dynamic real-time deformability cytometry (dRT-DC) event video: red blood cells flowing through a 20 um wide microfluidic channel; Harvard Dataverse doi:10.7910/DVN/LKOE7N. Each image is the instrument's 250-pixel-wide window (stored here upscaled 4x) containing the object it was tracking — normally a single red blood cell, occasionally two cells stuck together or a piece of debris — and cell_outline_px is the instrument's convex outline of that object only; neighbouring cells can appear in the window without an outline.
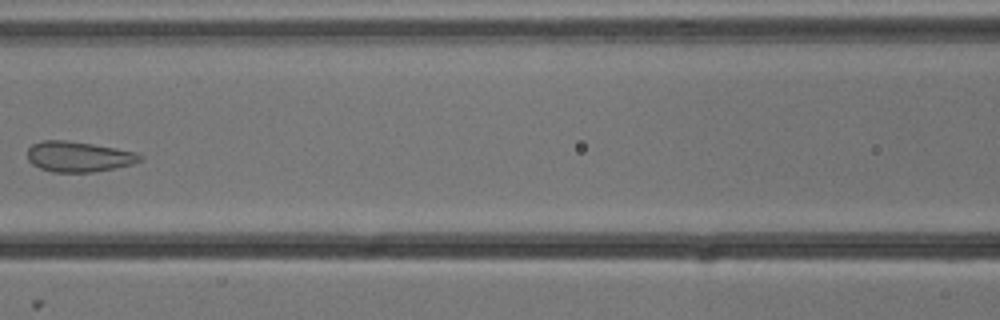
{"species": "common noctule bat (a hibernating species)", "species_latin": "Nyctalus noctula", "temperature_condition": "cold", "stored_images_in_passage": 8, "camera_frame_rate_fps": 3000, "um_per_image_px": 0.085, "animal": {"sex": "male", "body_mass_g": 13.3}, "frame": {"image": 1, "passage_image": 6, "time_ms": 1.667, "image_size_px": [1000, 320], "cell_outline_px": [[144, 156], [140, 160], [132, 164], [92, 172], [52, 172], [40, 168], [32, 164], [28, 160], [28, 148], [32, 144], [40, 140], [64, 140], [92, 144], [116, 148], [136, 152]], "centroid_in_image_um": [6.65, 13.31], "position_along_channel_um": 159.9, "area_um2": 19.88}}
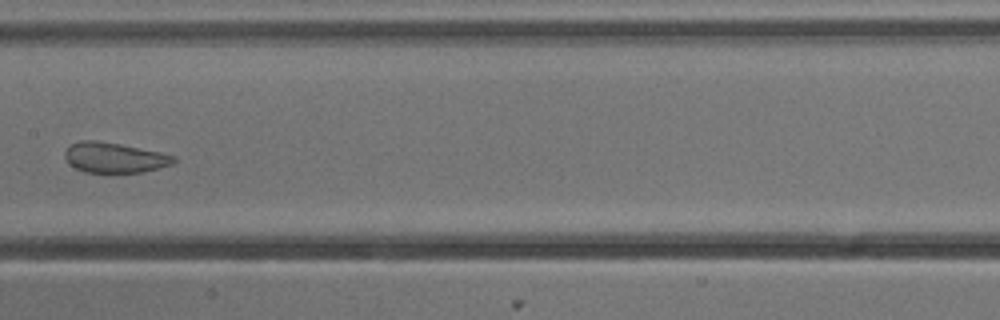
{"frame": {"image": 2, "passage_image": 7, "time_ms": 2.0, "image_size_px": [1000, 320], "cell_outline_px": [[176, 160], [172, 164], [144, 172], [84, 172], [68, 164], [64, 156], [64, 152], [72, 144], [80, 140], [96, 140], [120, 144], [160, 152], [176, 156]], "centroid_in_image_um": [9.71, 13.39], "position_along_channel_um": 197.7, "area_um2": 19.13}}
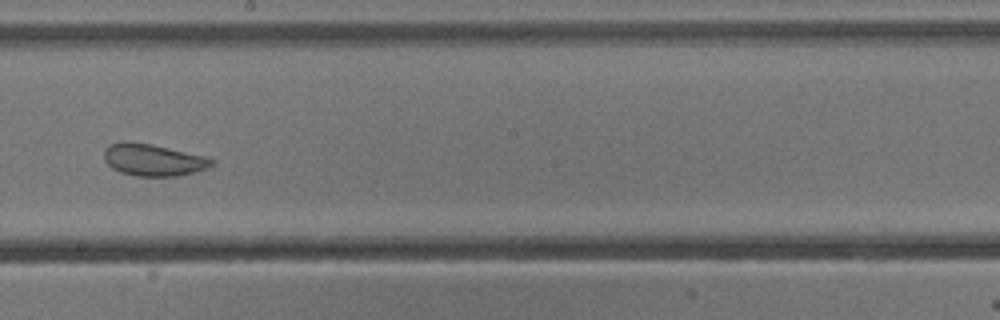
{"frame": {"image": 3, "passage_image": 8, "time_ms": 2.333, "image_size_px": [1000, 320], "cell_outline_px": [[216, 160], [212, 164], [196, 172], [176, 176], [136, 176], [120, 172], [112, 168], [104, 160], [104, 148], [108, 144], [120, 140], [128, 140], [152, 144], [204, 156]], "centroid_in_image_um": [12.95, 13.57], "position_along_channel_um": 235.3, "area_um2": 20.23}}